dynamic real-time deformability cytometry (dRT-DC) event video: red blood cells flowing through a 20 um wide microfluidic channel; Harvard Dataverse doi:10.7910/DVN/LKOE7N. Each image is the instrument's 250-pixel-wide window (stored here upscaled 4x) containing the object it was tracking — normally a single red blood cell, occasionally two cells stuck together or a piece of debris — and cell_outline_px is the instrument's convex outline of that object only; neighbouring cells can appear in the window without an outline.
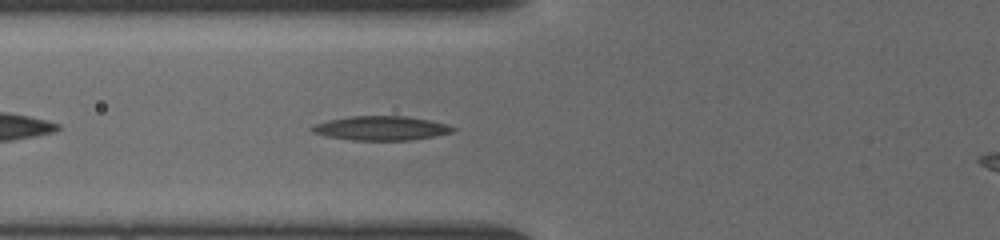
{"species": "common noctule bat (a hibernating species)", "species_latin": "Nyctalus noctula", "temperature_condition": "cold", "stored_images_in_passage": 7, "camera_frame_rate_fps": 3000, "um_per_image_px": 0.085, "animal": {"sex": "female", "body_mass_g": 19.5, "forearm_length_mm": 54.1}, "frame": {"image": 1, "passage_image": 7, "time_ms": 3.333, "image_size_px": [1000, 240], "cell_outline_px": [[456, 128], [452, 132], [412, 140], [352, 140], [324, 136], [312, 132], [308, 128], [312, 124], [328, 120], [352, 116], [408, 116], [448, 124]], "centroid_in_image_um": [32.33, 10.89], "position_along_channel_um": 93.5, "area_um2": 19.94}}